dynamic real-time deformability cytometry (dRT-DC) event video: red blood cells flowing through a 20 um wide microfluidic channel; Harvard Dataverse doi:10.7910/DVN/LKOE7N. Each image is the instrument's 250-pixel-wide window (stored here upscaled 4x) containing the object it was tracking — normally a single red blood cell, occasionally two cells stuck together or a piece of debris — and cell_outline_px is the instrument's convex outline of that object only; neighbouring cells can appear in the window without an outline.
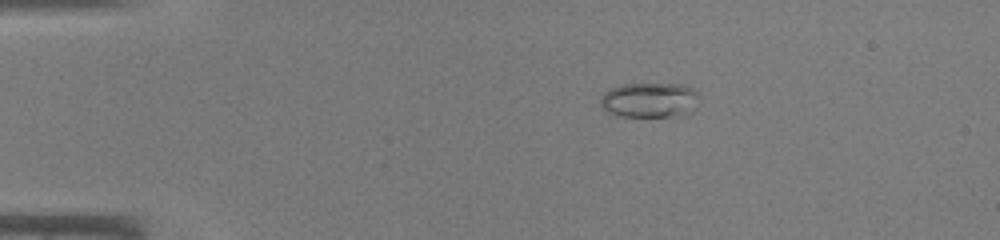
{"species": "common noctule bat (a hibernating species)", "species_latin": "Nyctalus noctula", "temperature_condition": "warm", "stored_images_in_passage": 44, "camera_frame_rate_fps": 3000, "um_per_image_px": 0.085, "animal": {"sex": "male", "body_mass_g": 19.0, "forearm_length_mm": 50.8}, "frame": {"image": 1, "passage_image": 8, "time_ms": 2.333, "image_size_px": [1000, 240], "cell_outline_px": [[700, 104], [692, 112], [684, 116], [616, 116], [604, 112], [600, 104], [600, 100], [604, 92], [612, 88], [624, 84], [684, 84], [692, 88], [696, 92]], "centroid_in_image_um": [55.24, 8.52], "position_along_channel_um": 29.8, "area_um2": 20.58}}
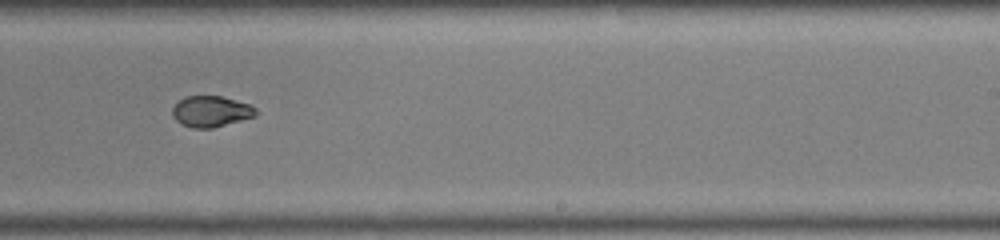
{"frame": {"image": 2, "passage_image": 28, "time_ms": 9.0, "image_size_px": [1000, 240], "cell_outline_px": [[256, 116], [212, 128], [192, 128], [180, 124], [172, 116], [172, 108], [184, 96], [220, 96], [252, 104], [256, 108]], "centroid_in_image_um": [17.93, 9.47], "position_along_channel_um": 271.1, "area_um2": 15.14}}
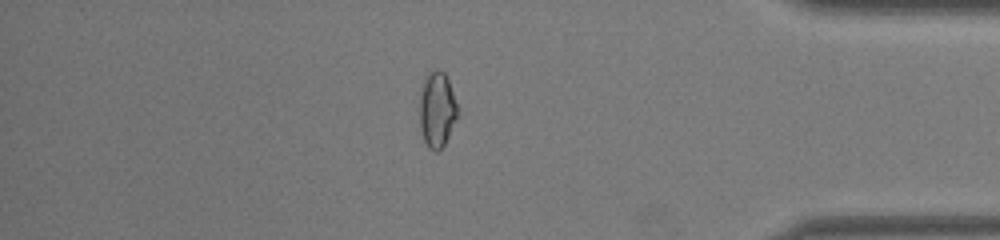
{"frame": {"image": 3, "passage_image": 38, "time_ms": 12.333, "image_size_px": [1000, 240], "cell_outline_px": [[460, 116], [444, 144], [436, 152], [428, 148], [424, 140], [420, 128], [420, 96], [424, 76], [428, 72], [436, 68], [440, 68], [444, 72], [448, 80]], "centroid_in_image_um": [37.15, 9.3], "position_along_channel_um": 398.0, "area_um2": 16.94}}